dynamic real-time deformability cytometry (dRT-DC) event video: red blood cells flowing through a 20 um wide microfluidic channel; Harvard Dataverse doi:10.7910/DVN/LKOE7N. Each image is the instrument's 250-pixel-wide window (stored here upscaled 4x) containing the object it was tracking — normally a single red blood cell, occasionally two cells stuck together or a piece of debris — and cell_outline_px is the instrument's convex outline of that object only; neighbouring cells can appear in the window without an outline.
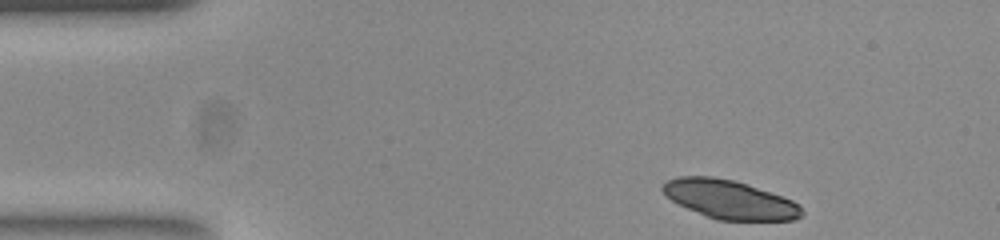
{"species": "common noctule bat (a hibernating species)", "species_latin": "Nyctalus noctula", "temperature_condition": "room temperature", "stored_images_in_passage": 40, "camera_frame_rate_fps": 3000, "um_per_image_px": 0.085, "animal": {"sex": "female", "body_mass_g": 23.0, "forearm_length_mm": 53.4}, "frame": {"image": 1, "passage_image": 1, "time_ms": 0.0, "image_size_px": [1000, 240], "cell_outline_px": [[804, 216], [796, 220], [716, 220], [688, 208], [672, 200], [660, 188], [668, 180], [676, 176], [712, 176], [732, 180], [748, 184], [792, 200], [800, 204], [804, 212]], "centroid_in_image_um": [62.06, 16.96], "position_along_channel_um": 22.9, "area_um2": 31.27}}